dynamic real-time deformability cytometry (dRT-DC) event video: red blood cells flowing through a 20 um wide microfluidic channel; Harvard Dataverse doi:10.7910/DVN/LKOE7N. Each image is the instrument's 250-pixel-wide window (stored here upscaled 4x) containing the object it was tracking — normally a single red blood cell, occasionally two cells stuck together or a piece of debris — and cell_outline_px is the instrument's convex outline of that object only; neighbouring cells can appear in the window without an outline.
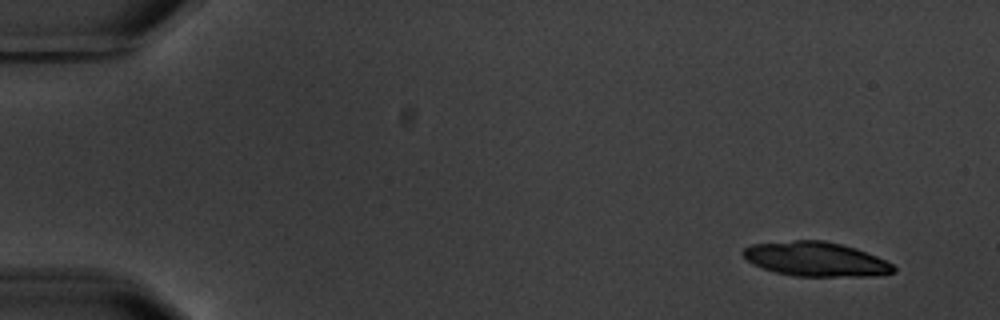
{"species": "common noctule bat (a hibernating species)", "species_latin": "Nyctalus noctula", "temperature_condition": "warm", "stored_images_in_passage": 4, "camera_frame_rate_fps": 3000, "um_per_image_px": 0.085, "animal": {"sex": "male", "body_mass_g": 20.1, "forearm_length_mm": 53.5}, "frame": {"image": 1, "passage_image": 1, "time_ms": 0.0, "image_size_px": [1000, 320], "cell_outline_px": [[896, 272], [876, 276], [796, 276], [776, 272], [752, 264], [740, 252], [744, 248], [752, 244], [796, 240], [824, 240], [856, 248], [876, 256], [892, 264], [896, 268]], "centroid_in_image_um": [69.36, 22.03], "position_along_channel_um": 15.6, "area_um2": 30.06}}